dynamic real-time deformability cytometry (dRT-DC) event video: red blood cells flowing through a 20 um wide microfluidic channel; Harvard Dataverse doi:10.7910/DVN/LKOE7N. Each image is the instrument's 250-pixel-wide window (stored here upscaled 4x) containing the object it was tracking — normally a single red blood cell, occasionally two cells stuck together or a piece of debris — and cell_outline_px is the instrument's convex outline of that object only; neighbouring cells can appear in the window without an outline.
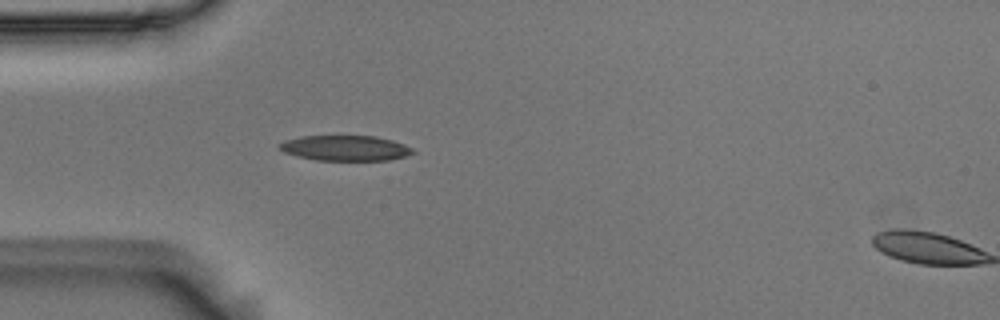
{"species": "Egyptian fruit bat (a non-hibernating species)", "species_latin": "Rousettus aegyptiacus", "temperature_condition": "room temperature", "stored_images_in_passage": 4, "segment_of_instrument_passage": [1, 2], "camera_frame_rate_fps": 3000, "um_per_image_px": 0.085, "animal": {"sex": "male"}, "frame": {"image": 1, "passage_image": 3, "time_ms": 0.667, "image_size_px": [1000, 320], "cell_outline_px": [[416, 152], [404, 156], [388, 160], [316, 160], [296, 156], [284, 152], [280, 148], [280, 144], [284, 140], [300, 136], [376, 136], [392, 140], [404, 144], [412, 148]], "centroid_in_image_um": [29.35, 12.58], "position_along_channel_um": 55.7, "area_um2": 19.59}}